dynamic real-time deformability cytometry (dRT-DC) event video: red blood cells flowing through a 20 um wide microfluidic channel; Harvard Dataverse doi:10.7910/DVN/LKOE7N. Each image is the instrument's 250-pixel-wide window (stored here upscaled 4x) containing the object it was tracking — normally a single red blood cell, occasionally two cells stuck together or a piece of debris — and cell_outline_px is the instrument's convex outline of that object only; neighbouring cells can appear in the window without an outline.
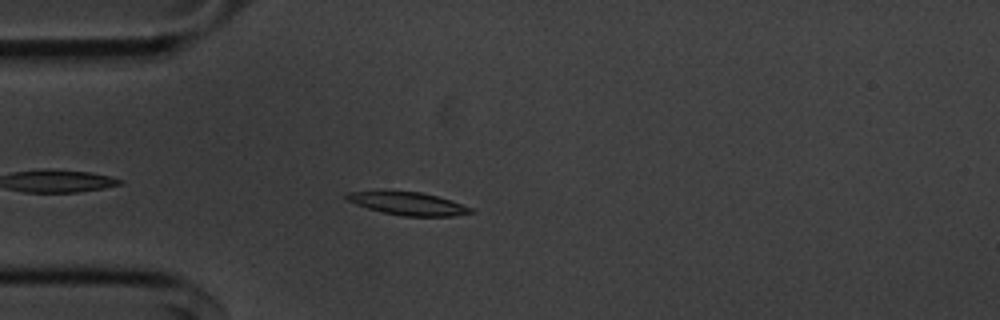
{"species": "common noctule bat (a hibernating species)", "species_latin": "Nyctalus noctula", "temperature_condition": "cold", "stored_images_in_passage": 30, "camera_frame_rate_fps": 3000, "um_per_image_px": 0.085, "animal": {"sex": "male", "body_mass_g": 20.1, "forearm_length_mm": 53.5}, "frame": {"image": 1, "passage_image": 5, "time_ms": 1.333, "image_size_px": [1000, 320], "cell_outline_px": [[476, 212], [452, 216], [404, 216], [384, 212], [368, 208], [356, 204], [348, 200], [344, 196], [348, 192], [384, 188], [420, 192], [452, 200], [472, 208]], "centroid_in_image_um": [34.62, 17.25], "position_along_channel_um": 50.4, "area_um2": 17.17}}
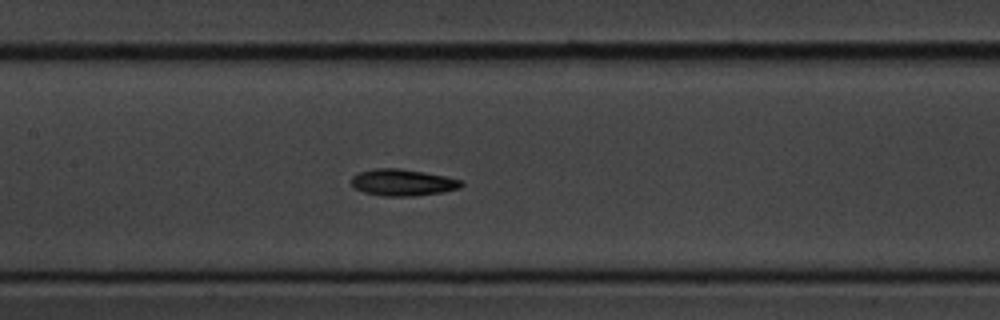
{"frame": {"image": 2, "passage_image": 16, "time_ms": 5.0, "image_size_px": [1000, 320], "cell_outline_px": [[464, 184], [460, 188], [444, 192], [412, 196], [384, 196], [364, 192], [356, 188], [348, 180], [352, 176], [360, 172], [376, 168], [400, 168], [424, 172], [464, 180]], "centroid_in_image_um": [34.25, 15.51], "position_along_channel_um": 173.2, "area_um2": 17.17}}
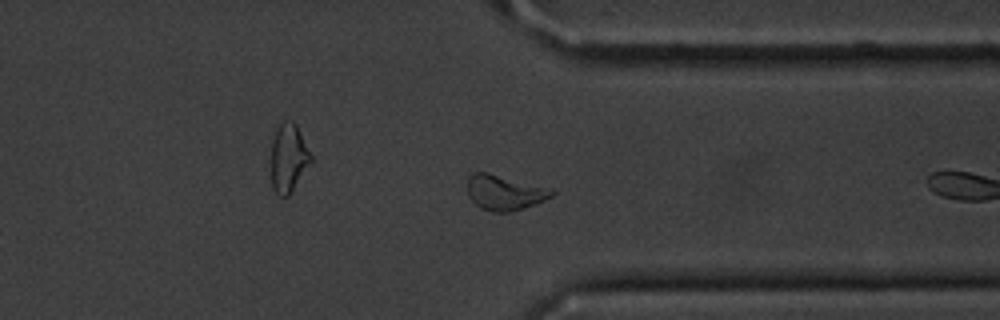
{"frame": {"image": 3, "passage_image": 29, "time_ms": 9.333, "image_size_px": [1000, 320], "cell_outline_px": [[556, 192], [552, 196], [544, 200], [524, 208], [512, 212], [492, 212], [480, 208], [468, 196], [468, 176], [472, 172], [488, 172], [552, 188]], "centroid_in_image_um": [42.89, 16.36], "position_along_channel_um": 368.5, "area_um2": 17.46}}